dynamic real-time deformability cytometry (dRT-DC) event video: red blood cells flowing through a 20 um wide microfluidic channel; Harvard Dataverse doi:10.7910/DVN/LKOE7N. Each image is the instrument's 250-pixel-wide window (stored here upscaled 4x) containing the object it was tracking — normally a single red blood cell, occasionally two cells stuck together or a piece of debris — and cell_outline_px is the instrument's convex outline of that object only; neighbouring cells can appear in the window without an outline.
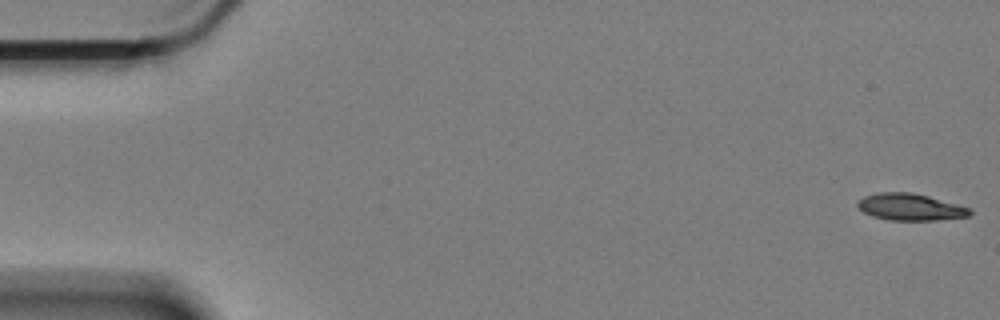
{"species": "Egyptian fruit bat (a non-hibernating species)", "species_latin": "Rousettus aegyptiacus", "temperature_condition": "cold", "stored_images_in_passage": 18, "camera_frame_rate_fps": 3000, "um_per_image_px": 0.085, "animal": {"sex": "female"}, "frame": {"image": 1, "passage_image": 1, "time_ms": 0.0, "image_size_px": [1000, 320], "cell_outline_px": [[972, 212], [968, 216], [936, 220], [888, 220], [872, 216], [864, 212], [856, 204], [864, 196], [876, 192], [912, 192], [960, 204], [972, 208]], "centroid_in_image_um": [77.4, 17.59], "position_along_channel_um": 7.6, "area_um2": 17.63}}
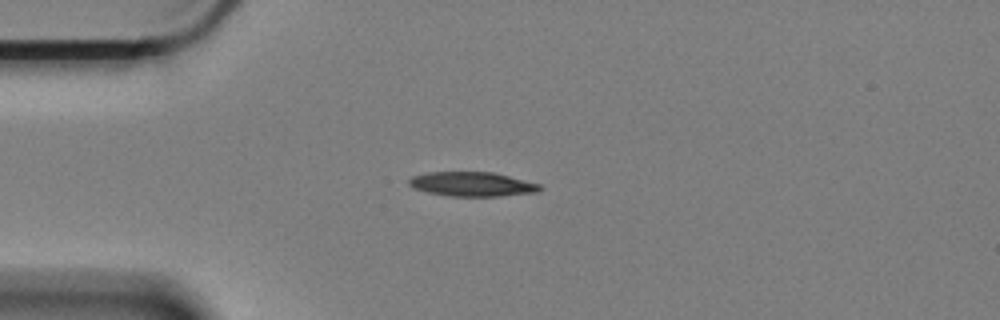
{"frame": {"image": 2, "passage_image": 15, "time_ms": 4.667, "image_size_px": [1000, 320], "cell_outline_px": [[544, 188], [540, 192], [500, 196], [448, 196], [428, 192], [416, 188], [408, 184], [408, 180], [412, 176], [428, 172], [492, 172], [540, 184]], "centroid_in_image_um": [40.16, 15.65], "position_along_channel_um": 44.8, "area_um2": 18.55}}